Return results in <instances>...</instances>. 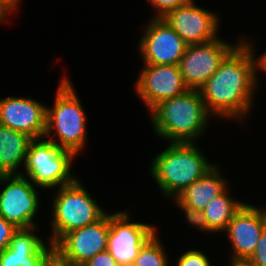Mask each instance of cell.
I'll return each instance as SVG.
<instances>
[{
	"label": "cell",
	"instance_id": "1",
	"mask_svg": "<svg viewBox=\"0 0 266 266\" xmlns=\"http://www.w3.org/2000/svg\"><path fill=\"white\" fill-rule=\"evenodd\" d=\"M252 44L244 38L198 89L211 116L241 122L251 111L259 83Z\"/></svg>",
	"mask_w": 266,
	"mask_h": 266
},
{
	"label": "cell",
	"instance_id": "2",
	"mask_svg": "<svg viewBox=\"0 0 266 266\" xmlns=\"http://www.w3.org/2000/svg\"><path fill=\"white\" fill-rule=\"evenodd\" d=\"M149 113L156 135L170 143H195L212 117L196 89L160 102Z\"/></svg>",
	"mask_w": 266,
	"mask_h": 266
},
{
	"label": "cell",
	"instance_id": "3",
	"mask_svg": "<svg viewBox=\"0 0 266 266\" xmlns=\"http://www.w3.org/2000/svg\"><path fill=\"white\" fill-rule=\"evenodd\" d=\"M155 155L151 174L164 197L176 198L216 164L210 163L195 143H169Z\"/></svg>",
	"mask_w": 266,
	"mask_h": 266
},
{
	"label": "cell",
	"instance_id": "4",
	"mask_svg": "<svg viewBox=\"0 0 266 266\" xmlns=\"http://www.w3.org/2000/svg\"><path fill=\"white\" fill-rule=\"evenodd\" d=\"M74 89L68 77L59 82L54 104L47 106L44 138L77 156L86 147L87 116Z\"/></svg>",
	"mask_w": 266,
	"mask_h": 266
},
{
	"label": "cell",
	"instance_id": "5",
	"mask_svg": "<svg viewBox=\"0 0 266 266\" xmlns=\"http://www.w3.org/2000/svg\"><path fill=\"white\" fill-rule=\"evenodd\" d=\"M53 202L52 235L48 238L55 245L66 233L100 220L104 211L77 178L73 183L57 188Z\"/></svg>",
	"mask_w": 266,
	"mask_h": 266
},
{
	"label": "cell",
	"instance_id": "6",
	"mask_svg": "<svg viewBox=\"0 0 266 266\" xmlns=\"http://www.w3.org/2000/svg\"><path fill=\"white\" fill-rule=\"evenodd\" d=\"M77 157L72 151L61 149L45 138L33 139L28 147L25 172L26 177L42 189L59 188L73 183L72 160Z\"/></svg>",
	"mask_w": 266,
	"mask_h": 266
},
{
	"label": "cell",
	"instance_id": "7",
	"mask_svg": "<svg viewBox=\"0 0 266 266\" xmlns=\"http://www.w3.org/2000/svg\"><path fill=\"white\" fill-rule=\"evenodd\" d=\"M0 184H5L0 193V215L17 228L36 226L34 218L41 204L34 184L23 173L0 175Z\"/></svg>",
	"mask_w": 266,
	"mask_h": 266
},
{
	"label": "cell",
	"instance_id": "8",
	"mask_svg": "<svg viewBox=\"0 0 266 266\" xmlns=\"http://www.w3.org/2000/svg\"><path fill=\"white\" fill-rule=\"evenodd\" d=\"M216 38L202 44H189L178 67L185 85L198 90L219 68L225 57L243 40L234 45Z\"/></svg>",
	"mask_w": 266,
	"mask_h": 266
},
{
	"label": "cell",
	"instance_id": "9",
	"mask_svg": "<svg viewBox=\"0 0 266 266\" xmlns=\"http://www.w3.org/2000/svg\"><path fill=\"white\" fill-rule=\"evenodd\" d=\"M130 220L125 210L109 214L107 250L119 266L133 265L140 249L157 232L152 224Z\"/></svg>",
	"mask_w": 266,
	"mask_h": 266
},
{
	"label": "cell",
	"instance_id": "10",
	"mask_svg": "<svg viewBox=\"0 0 266 266\" xmlns=\"http://www.w3.org/2000/svg\"><path fill=\"white\" fill-rule=\"evenodd\" d=\"M187 45L162 17L150 18L138 44L144 64L153 65H178Z\"/></svg>",
	"mask_w": 266,
	"mask_h": 266
},
{
	"label": "cell",
	"instance_id": "11",
	"mask_svg": "<svg viewBox=\"0 0 266 266\" xmlns=\"http://www.w3.org/2000/svg\"><path fill=\"white\" fill-rule=\"evenodd\" d=\"M134 86L135 92L150 111L160 102L189 90L178 65L144 64Z\"/></svg>",
	"mask_w": 266,
	"mask_h": 266
},
{
	"label": "cell",
	"instance_id": "12",
	"mask_svg": "<svg viewBox=\"0 0 266 266\" xmlns=\"http://www.w3.org/2000/svg\"><path fill=\"white\" fill-rule=\"evenodd\" d=\"M265 228L266 210L246 202L224 231L233 250L231 264L246 262L250 258Z\"/></svg>",
	"mask_w": 266,
	"mask_h": 266
},
{
	"label": "cell",
	"instance_id": "13",
	"mask_svg": "<svg viewBox=\"0 0 266 266\" xmlns=\"http://www.w3.org/2000/svg\"><path fill=\"white\" fill-rule=\"evenodd\" d=\"M189 44H202L218 38V14L195 5L188 4L170 10L162 17Z\"/></svg>",
	"mask_w": 266,
	"mask_h": 266
},
{
	"label": "cell",
	"instance_id": "14",
	"mask_svg": "<svg viewBox=\"0 0 266 266\" xmlns=\"http://www.w3.org/2000/svg\"><path fill=\"white\" fill-rule=\"evenodd\" d=\"M109 213L97 222L66 233L54 248L74 266H82L99 252L107 250Z\"/></svg>",
	"mask_w": 266,
	"mask_h": 266
},
{
	"label": "cell",
	"instance_id": "15",
	"mask_svg": "<svg viewBox=\"0 0 266 266\" xmlns=\"http://www.w3.org/2000/svg\"><path fill=\"white\" fill-rule=\"evenodd\" d=\"M46 115L47 106L36 99L15 96L0 99V124L33 139L44 137Z\"/></svg>",
	"mask_w": 266,
	"mask_h": 266
},
{
	"label": "cell",
	"instance_id": "16",
	"mask_svg": "<svg viewBox=\"0 0 266 266\" xmlns=\"http://www.w3.org/2000/svg\"><path fill=\"white\" fill-rule=\"evenodd\" d=\"M37 226L18 228L13 234L9 247L0 252V266H41L46 256L54 249L34 232Z\"/></svg>",
	"mask_w": 266,
	"mask_h": 266
},
{
	"label": "cell",
	"instance_id": "17",
	"mask_svg": "<svg viewBox=\"0 0 266 266\" xmlns=\"http://www.w3.org/2000/svg\"><path fill=\"white\" fill-rule=\"evenodd\" d=\"M32 140L28 134L0 124V175L21 174L19 167L25 165Z\"/></svg>",
	"mask_w": 266,
	"mask_h": 266
},
{
	"label": "cell",
	"instance_id": "18",
	"mask_svg": "<svg viewBox=\"0 0 266 266\" xmlns=\"http://www.w3.org/2000/svg\"><path fill=\"white\" fill-rule=\"evenodd\" d=\"M222 169L217 164L200 179L194 181L176 198L184 205L203 210L207 204L215 197L223 193L228 181L221 173ZM222 174V175H221Z\"/></svg>",
	"mask_w": 266,
	"mask_h": 266
},
{
	"label": "cell",
	"instance_id": "19",
	"mask_svg": "<svg viewBox=\"0 0 266 266\" xmlns=\"http://www.w3.org/2000/svg\"><path fill=\"white\" fill-rule=\"evenodd\" d=\"M227 192L228 190L226 189L223 193L213 198L202 210L210 233L224 232L235 214L246 203L236 200L233 196L230 197Z\"/></svg>",
	"mask_w": 266,
	"mask_h": 266
},
{
	"label": "cell",
	"instance_id": "20",
	"mask_svg": "<svg viewBox=\"0 0 266 266\" xmlns=\"http://www.w3.org/2000/svg\"><path fill=\"white\" fill-rule=\"evenodd\" d=\"M156 232L140 249L133 266H168L165 247Z\"/></svg>",
	"mask_w": 266,
	"mask_h": 266
},
{
	"label": "cell",
	"instance_id": "21",
	"mask_svg": "<svg viewBox=\"0 0 266 266\" xmlns=\"http://www.w3.org/2000/svg\"><path fill=\"white\" fill-rule=\"evenodd\" d=\"M176 202L177 206L182 209V212L185 213L186 221L191 224L193 227L198 228L204 232H210L208 229V224L206 221V217L202 210H198L195 208L188 207L181 203L177 198H173Z\"/></svg>",
	"mask_w": 266,
	"mask_h": 266
},
{
	"label": "cell",
	"instance_id": "22",
	"mask_svg": "<svg viewBox=\"0 0 266 266\" xmlns=\"http://www.w3.org/2000/svg\"><path fill=\"white\" fill-rule=\"evenodd\" d=\"M177 263V266H212L206 254L194 249L179 256Z\"/></svg>",
	"mask_w": 266,
	"mask_h": 266
},
{
	"label": "cell",
	"instance_id": "23",
	"mask_svg": "<svg viewBox=\"0 0 266 266\" xmlns=\"http://www.w3.org/2000/svg\"><path fill=\"white\" fill-rule=\"evenodd\" d=\"M246 263L250 266H266V228L258 240L254 253Z\"/></svg>",
	"mask_w": 266,
	"mask_h": 266
},
{
	"label": "cell",
	"instance_id": "24",
	"mask_svg": "<svg viewBox=\"0 0 266 266\" xmlns=\"http://www.w3.org/2000/svg\"><path fill=\"white\" fill-rule=\"evenodd\" d=\"M190 1L191 0H148L151 7H153L157 13L154 14V17H163L170 10L186 5Z\"/></svg>",
	"mask_w": 266,
	"mask_h": 266
},
{
	"label": "cell",
	"instance_id": "25",
	"mask_svg": "<svg viewBox=\"0 0 266 266\" xmlns=\"http://www.w3.org/2000/svg\"><path fill=\"white\" fill-rule=\"evenodd\" d=\"M18 228L0 215V252L9 247L13 234Z\"/></svg>",
	"mask_w": 266,
	"mask_h": 266
},
{
	"label": "cell",
	"instance_id": "26",
	"mask_svg": "<svg viewBox=\"0 0 266 266\" xmlns=\"http://www.w3.org/2000/svg\"><path fill=\"white\" fill-rule=\"evenodd\" d=\"M82 266H119L117 261L111 256L108 250L99 252Z\"/></svg>",
	"mask_w": 266,
	"mask_h": 266
},
{
	"label": "cell",
	"instance_id": "27",
	"mask_svg": "<svg viewBox=\"0 0 266 266\" xmlns=\"http://www.w3.org/2000/svg\"><path fill=\"white\" fill-rule=\"evenodd\" d=\"M41 266H74L64 258L55 248L46 256Z\"/></svg>",
	"mask_w": 266,
	"mask_h": 266
},
{
	"label": "cell",
	"instance_id": "28",
	"mask_svg": "<svg viewBox=\"0 0 266 266\" xmlns=\"http://www.w3.org/2000/svg\"><path fill=\"white\" fill-rule=\"evenodd\" d=\"M19 1L21 0H0V5L10 14L18 8ZM14 10V11H13Z\"/></svg>",
	"mask_w": 266,
	"mask_h": 266
},
{
	"label": "cell",
	"instance_id": "29",
	"mask_svg": "<svg viewBox=\"0 0 266 266\" xmlns=\"http://www.w3.org/2000/svg\"><path fill=\"white\" fill-rule=\"evenodd\" d=\"M255 61H256V72H258V70L266 72V52L258 58L255 57Z\"/></svg>",
	"mask_w": 266,
	"mask_h": 266
},
{
	"label": "cell",
	"instance_id": "30",
	"mask_svg": "<svg viewBox=\"0 0 266 266\" xmlns=\"http://www.w3.org/2000/svg\"><path fill=\"white\" fill-rule=\"evenodd\" d=\"M9 13L0 5V22L8 18Z\"/></svg>",
	"mask_w": 266,
	"mask_h": 266
},
{
	"label": "cell",
	"instance_id": "31",
	"mask_svg": "<svg viewBox=\"0 0 266 266\" xmlns=\"http://www.w3.org/2000/svg\"><path fill=\"white\" fill-rule=\"evenodd\" d=\"M230 266H250L246 262H237L234 264H230Z\"/></svg>",
	"mask_w": 266,
	"mask_h": 266
}]
</instances>
